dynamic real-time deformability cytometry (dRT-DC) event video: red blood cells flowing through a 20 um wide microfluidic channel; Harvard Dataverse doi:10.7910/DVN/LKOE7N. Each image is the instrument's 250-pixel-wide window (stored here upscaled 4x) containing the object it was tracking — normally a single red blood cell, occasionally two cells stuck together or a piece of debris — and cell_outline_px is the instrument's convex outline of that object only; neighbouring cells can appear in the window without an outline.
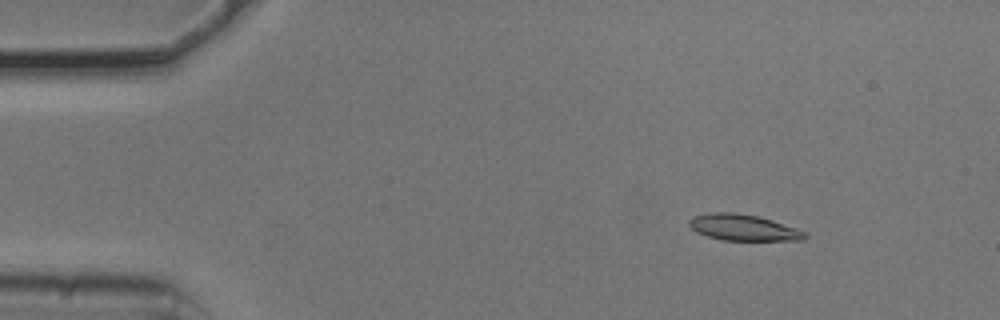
{"species": "common noctule bat (a hibernating species)", "species_latin": "Nyctalus noctula", "temperature_condition": "cold", "stored_images_in_passage": 5, "camera_frame_rate_fps": 3000, "um_per_image_px": 0.085, "animal": {"sex": "male", "body_mass_g": 20.5, "forearm_length_mm": 52.5}, "frame": {"image": 1, "passage_image": 2, "time_ms": 0.333, "image_size_px": [1000, 320], "cell_outline_px": [[808, 236], [804, 240], [720, 240], [696, 232], [688, 224], [688, 220], [692, 216], [712, 212], [736, 212], [756, 216], [772, 220], [808, 232]], "centroid_in_image_um": [63.18, 19.34], "position_along_channel_um": 21.8, "area_um2": 17.74}}
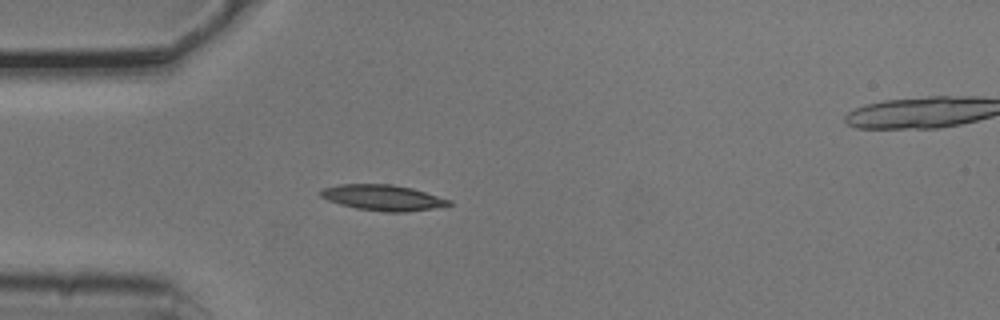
{"frame": {"image": 2, "passage_image": 4, "time_ms": 1.0, "image_size_px": [1000, 320], "cell_outline_px": [[452, 204], [444, 208], [404, 212], [384, 212], [356, 208], [340, 204], [328, 200], [320, 196], [320, 192], [324, 188], [340, 184], [392, 184], [412, 188], [452, 200]], "centroid_in_image_um": [32.63, 16.81], "position_along_channel_um": 52.4, "area_um2": 19.42}}